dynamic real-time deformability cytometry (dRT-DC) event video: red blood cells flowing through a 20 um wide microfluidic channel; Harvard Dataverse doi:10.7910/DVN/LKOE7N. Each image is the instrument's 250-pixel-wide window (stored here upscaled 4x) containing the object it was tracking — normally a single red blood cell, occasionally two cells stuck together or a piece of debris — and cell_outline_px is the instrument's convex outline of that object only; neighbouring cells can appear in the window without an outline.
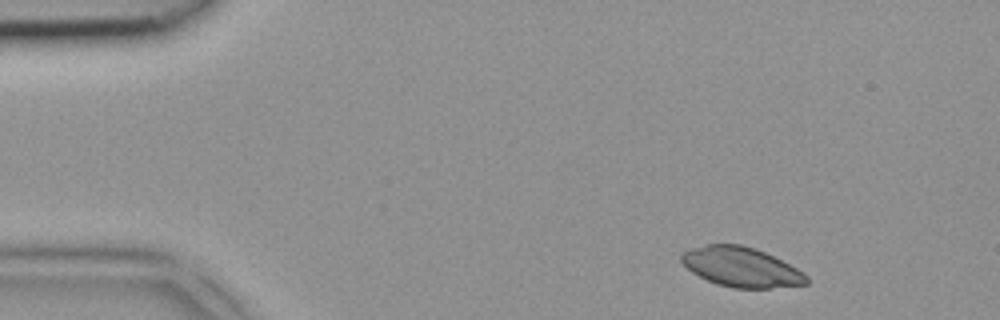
{"species": "common noctule bat (a hibernating species)", "species_latin": "Nyctalus noctula", "temperature_condition": "room temperature", "stored_images_in_passage": 2, "camera_frame_rate_fps": 3000, "um_per_image_px": 0.085, "animal": {"sex": "female", "body_mass_g": 18.4}, "frame": {"image": 1, "passage_image": 1, "time_ms": 0.0, "image_size_px": [1000, 320], "cell_outline_px": [[808, 284], [768, 288], [732, 288], [716, 284], [692, 272], [680, 260], [680, 252], [704, 244], [740, 244], [756, 248], [804, 272], [808, 276]], "centroid_in_image_um": [62.98, 22.69], "position_along_channel_um": 22.0, "area_um2": 28.9}}